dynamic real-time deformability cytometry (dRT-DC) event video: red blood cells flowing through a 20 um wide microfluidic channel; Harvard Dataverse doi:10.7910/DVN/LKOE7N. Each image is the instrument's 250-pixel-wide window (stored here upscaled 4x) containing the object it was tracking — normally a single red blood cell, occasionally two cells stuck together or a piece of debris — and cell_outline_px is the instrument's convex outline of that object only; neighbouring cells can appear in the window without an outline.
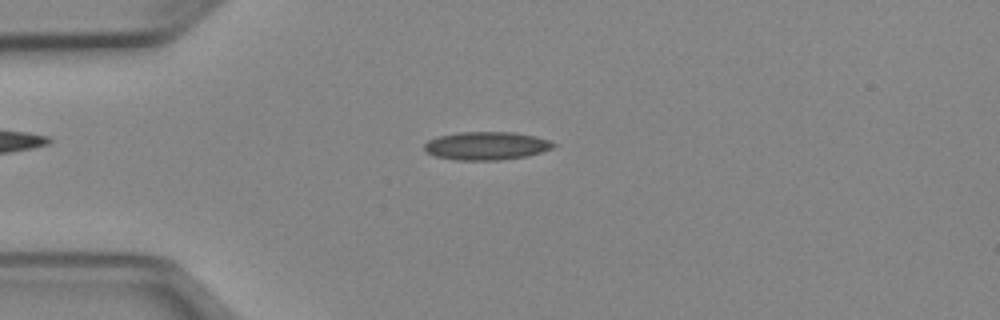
{"species": "Egyptian fruit bat (a non-hibernating species)", "species_latin": "Rousettus aegyptiacus", "temperature_condition": "cold", "stored_images_in_passage": 50, "camera_frame_rate_fps": 3000, "um_per_image_px": 0.085, "animal": {"sex": "female"}, "frame": {"image": 1, "passage_image": 12, "time_ms": 3.667, "image_size_px": [1000, 320], "cell_outline_px": [[556, 144], [552, 148], [528, 156], [500, 160], [456, 160], [436, 156], [428, 152], [424, 148], [424, 144], [428, 140], [436, 136], [460, 132], [512, 132], [536, 136], [548, 140]], "centroid_in_image_um": [41.33, 12.39], "position_along_channel_um": 43.7, "area_um2": 21.15}}
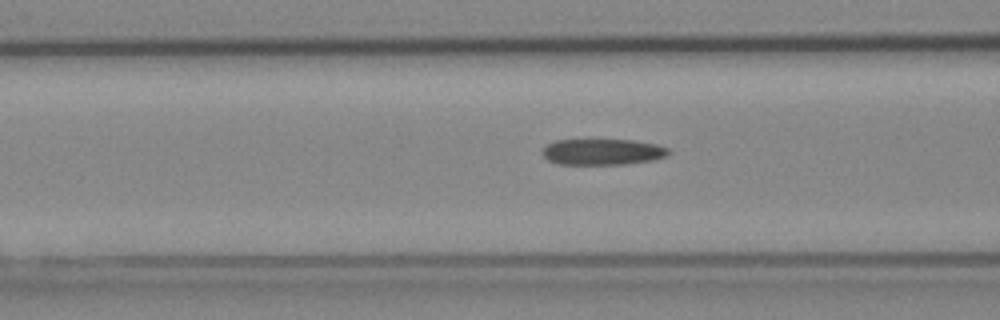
{"frame": {"image": 2, "passage_image": 19, "time_ms": 6.0, "image_size_px": [1000, 320], "cell_outline_px": [[672, 152], [668, 156], [652, 160], [624, 164], [556, 164], [548, 160], [540, 152], [548, 144], [556, 140], [632, 140], [656, 144], [668, 148]], "centroid_in_image_um": [51.23, 12.91], "position_along_channel_um": 115.4, "area_um2": 19.19}}
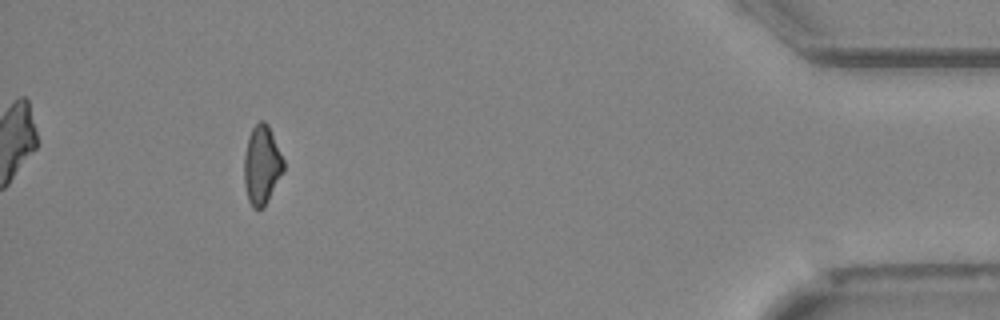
{"frame": {"image": 3, "passage_image": 46, "time_ms": 15.0, "image_size_px": [1000, 320], "cell_outline_px": [[284, 172], [264, 208], [252, 208], [248, 200], [244, 184], [244, 156], [248, 136], [252, 128], [260, 120], [264, 120], [268, 124], [284, 160]], "centroid_in_image_um": [22.25, 14.04], "position_along_channel_um": 412.9, "area_um2": 18.32}, "authors_computed_cell_mechanics": {"area_um2": 19.4786, "velocity_mm_per_s": 3.9801, "shape_relaxation_time_tau1_ms": null, "shape_relaxation_time_tau2_ms": 10.954, "deformation_change_tau1": null, "deformation_change_tau2": 0.2299}}